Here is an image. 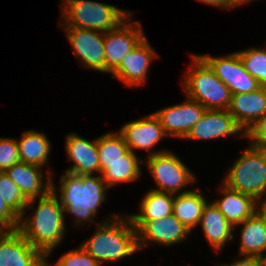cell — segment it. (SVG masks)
I'll use <instances>...</instances> for the list:
<instances>
[{
  "label": "cell",
  "mask_w": 266,
  "mask_h": 266,
  "mask_svg": "<svg viewBox=\"0 0 266 266\" xmlns=\"http://www.w3.org/2000/svg\"><path fill=\"white\" fill-rule=\"evenodd\" d=\"M33 215L19 217L17 231L46 257L63 240L66 230L64 210L61 207L56 186L52 180V190L39 197L38 206ZM25 218V219H24Z\"/></svg>",
  "instance_id": "obj_1"
},
{
  "label": "cell",
  "mask_w": 266,
  "mask_h": 266,
  "mask_svg": "<svg viewBox=\"0 0 266 266\" xmlns=\"http://www.w3.org/2000/svg\"><path fill=\"white\" fill-rule=\"evenodd\" d=\"M96 261L116 262L138 251L137 230L129 216L112 215L110 221L97 223L93 235L80 244Z\"/></svg>",
  "instance_id": "obj_2"
},
{
  "label": "cell",
  "mask_w": 266,
  "mask_h": 266,
  "mask_svg": "<svg viewBox=\"0 0 266 266\" xmlns=\"http://www.w3.org/2000/svg\"><path fill=\"white\" fill-rule=\"evenodd\" d=\"M60 178L59 199L64 212L74 215L77 226L84 225L86 221L94 223L92 217L96 216L98 207L105 201L108 189L102 176L65 172Z\"/></svg>",
  "instance_id": "obj_3"
},
{
  "label": "cell",
  "mask_w": 266,
  "mask_h": 266,
  "mask_svg": "<svg viewBox=\"0 0 266 266\" xmlns=\"http://www.w3.org/2000/svg\"><path fill=\"white\" fill-rule=\"evenodd\" d=\"M62 1L64 6L61 14L65 23L61 21L60 26L64 25V28L91 29L105 34L117 28L133 13L93 0Z\"/></svg>",
  "instance_id": "obj_4"
},
{
  "label": "cell",
  "mask_w": 266,
  "mask_h": 266,
  "mask_svg": "<svg viewBox=\"0 0 266 266\" xmlns=\"http://www.w3.org/2000/svg\"><path fill=\"white\" fill-rule=\"evenodd\" d=\"M191 56L193 66L182 83L187 97L198 101L208 110H228L231 103L229 88L199 55Z\"/></svg>",
  "instance_id": "obj_5"
},
{
  "label": "cell",
  "mask_w": 266,
  "mask_h": 266,
  "mask_svg": "<svg viewBox=\"0 0 266 266\" xmlns=\"http://www.w3.org/2000/svg\"><path fill=\"white\" fill-rule=\"evenodd\" d=\"M228 188L253 196L257 201L266 192V150L248 146L225 175Z\"/></svg>",
  "instance_id": "obj_6"
},
{
  "label": "cell",
  "mask_w": 266,
  "mask_h": 266,
  "mask_svg": "<svg viewBox=\"0 0 266 266\" xmlns=\"http://www.w3.org/2000/svg\"><path fill=\"white\" fill-rule=\"evenodd\" d=\"M145 162H147L148 171L160 188L152 190L171 194L185 193L190 190L182 189L196 180L182 160L168 150L148 157Z\"/></svg>",
  "instance_id": "obj_7"
},
{
  "label": "cell",
  "mask_w": 266,
  "mask_h": 266,
  "mask_svg": "<svg viewBox=\"0 0 266 266\" xmlns=\"http://www.w3.org/2000/svg\"><path fill=\"white\" fill-rule=\"evenodd\" d=\"M132 14L117 28L104 34L105 72L111 73L146 36Z\"/></svg>",
  "instance_id": "obj_8"
},
{
  "label": "cell",
  "mask_w": 266,
  "mask_h": 266,
  "mask_svg": "<svg viewBox=\"0 0 266 266\" xmlns=\"http://www.w3.org/2000/svg\"><path fill=\"white\" fill-rule=\"evenodd\" d=\"M199 56L229 88L231 95L246 94L260 88L257 79L246 71L237 52L229 53L223 57Z\"/></svg>",
  "instance_id": "obj_9"
},
{
  "label": "cell",
  "mask_w": 266,
  "mask_h": 266,
  "mask_svg": "<svg viewBox=\"0 0 266 266\" xmlns=\"http://www.w3.org/2000/svg\"><path fill=\"white\" fill-rule=\"evenodd\" d=\"M137 230L138 249L149 246V241L159 245H172L182 242L191 233L173 214L162 219L132 220Z\"/></svg>",
  "instance_id": "obj_10"
},
{
  "label": "cell",
  "mask_w": 266,
  "mask_h": 266,
  "mask_svg": "<svg viewBox=\"0 0 266 266\" xmlns=\"http://www.w3.org/2000/svg\"><path fill=\"white\" fill-rule=\"evenodd\" d=\"M205 111L202 104L187 97L183 103L163 108L154 115L159 119L167 136L184 139Z\"/></svg>",
  "instance_id": "obj_11"
},
{
  "label": "cell",
  "mask_w": 266,
  "mask_h": 266,
  "mask_svg": "<svg viewBox=\"0 0 266 266\" xmlns=\"http://www.w3.org/2000/svg\"><path fill=\"white\" fill-rule=\"evenodd\" d=\"M65 30L76 58L87 68L105 72L104 33L82 28Z\"/></svg>",
  "instance_id": "obj_12"
},
{
  "label": "cell",
  "mask_w": 266,
  "mask_h": 266,
  "mask_svg": "<svg viewBox=\"0 0 266 266\" xmlns=\"http://www.w3.org/2000/svg\"><path fill=\"white\" fill-rule=\"evenodd\" d=\"M46 259L17 230L0 231V266H41Z\"/></svg>",
  "instance_id": "obj_13"
},
{
  "label": "cell",
  "mask_w": 266,
  "mask_h": 266,
  "mask_svg": "<svg viewBox=\"0 0 266 266\" xmlns=\"http://www.w3.org/2000/svg\"><path fill=\"white\" fill-rule=\"evenodd\" d=\"M146 38L130 51L111 72L112 78L116 76L130 89L142 85L147 80L149 65H151L153 59L159 56Z\"/></svg>",
  "instance_id": "obj_14"
},
{
  "label": "cell",
  "mask_w": 266,
  "mask_h": 266,
  "mask_svg": "<svg viewBox=\"0 0 266 266\" xmlns=\"http://www.w3.org/2000/svg\"><path fill=\"white\" fill-rule=\"evenodd\" d=\"M124 138L129 150L135 153L134 149H144L149 157L164 151H150L164 136H167L159 119L153 114L145 116L133 122L126 123L118 131Z\"/></svg>",
  "instance_id": "obj_15"
},
{
  "label": "cell",
  "mask_w": 266,
  "mask_h": 266,
  "mask_svg": "<svg viewBox=\"0 0 266 266\" xmlns=\"http://www.w3.org/2000/svg\"><path fill=\"white\" fill-rule=\"evenodd\" d=\"M43 170L39 166L19 162L8 168L6 175L20 188L22 194L28 199L26 209H31L33 202L40 196H45L52 190V171H48V180H43ZM51 171V172H50ZM44 182V183H43Z\"/></svg>",
  "instance_id": "obj_16"
},
{
  "label": "cell",
  "mask_w": 266,
  "mask_h": 266,
  "mask_svg": "<svg viewBox=\"0 0 266 266\" xmlns=\"http://www.w3.org/2000/svg\"><path fill=\"white\" fill-rule=\"evenodd\" d=\"M238 133L241 134L240 137H245L244 130L228 110L206 109L201 119L191 128L184 139L212 140Z\"/></svg>",
  "instance_id": "obj_17"
},
{
  "label": "cell",
  "mask_w": 266,
  "mask_h": 266,
  "mask_svg": "<svg viewBox=\"0 0 266 266\" xmlns=\"http://www.w3.org/2000/svg\"><path fill=\"white\" fill-rule=\"evenodd\" d=\"M65 145L68 160L75 163L65 172L79 175H93L94 172H100L97 139L90 142L76 133H70L66 136Z\"/></svg>",
  "instance_id": "obj_18"
},
{
  "label": "cell",
  "mask_w": 266,
  "mask_h": 266,
  "mask_svg": "<svg viewBox=\"0 0 266 266\" xmlns=\"http://www.w3.org/2000/svg\"><path fill=\"white\" fill-rule=\"evenodd\" d=\"M228 111L246 133L266 114V87L246 94L231 95Z\"/></svg>",
  "instance_id": "obj_19"
},
{
  "label": "cell",
  "mask_w": 266,
  "mask_h": 266,
  "mask_svg": "<svg viewBox=\"0 0 266 266\" xmlns=\"http://www.w3.org/2000/svg\"><path fill=\"white\" fill-rule=\"evenodd\" d=\"M220 191L224 194L223 198L213 203L236 230L235 226L241 225L257 211L258 201L251 195L228 188L225 184Z\"/></svg>",
  "instance_id": "obj_20"
},
{
  "label": "cell",
  "mask_w": 266,
  "mask_h": 266,
  "mask_svg": "<svg viewBox=\"0 0 266 266\" xmlns=\"http://www.w3.org/2000/svg\"><path fill=\"white\" fill-rule=\"evenodd\" d=\"M199 224L207 241L216 252L234 238L232 232L234 227L213 202L205 205Z\"/></svg>",
  "instance_id": "obj_21"
},
{
  "label": "cell",
  "mask_w": 266,
  "mask_h": 266,
  "mask_svg": "<svg viewBox=\"0 0 266 266\" xmlns=\"http://www.w3.org/2000/svg\"><path fill=\"white\" fill-rule=\"evenodd\" d=\"M206 204L200 191L175 194L172 214L191 232L199 224Z\"/></svg>",
  "instance_id": "obj_22"
},
{
  "label": "cell",
  "mask_w": 266,
  "mask_h": 266,
  "mask_svg": "<svg viewBox=\"0 0 266 266\" xmlns=\"http://www.w3.org/2000/svg\"><path fill=\"white\" fill-rule=\"evenodd\" d=\"M242 224L240 254L247 256H261L266 251V224L256 211Z\"/></svg>",
  "instance_id": "obj_23"
},
{
  "label": "cell",
  "mask_w": 266,
  "mask_h": 266,
  "mask_svg": "<svg viewBox=\"0 0 266 266\" xmlns=\"http://www.w3.org/2000/svg\"><path fill=\"white\" fill-rule=\"evenodd\" d=\"M17 145L21 162L39 167L48 163L51 144L44 133L25 131Z\"/></svg>",
  "instance_id": "obj_24"
},
{
  "label": "cell",
  "mask_w": 266,
  "mask_h": 266,
  "mask_svg": "<svg viewBox=\"0 0 266 266\" xmlns=\"http://www.w3.org/2000/svg\"><path fill=\"white\" fill-rule=\"evenodd\" d=\"M175 194L150 190L140 202L141 214H130L131 220L162 219L172 214Z\"/></svg>",
  "instance_id": "obj_25"
},
{
  "label": "cell",
  "mask_w": 266,
  "mask_h": 266,
  "mask_svg": "<svg viewBox=\"0 0 266 266\" xmlns=\"http://www.w3.org/2000/svg\"><path fill=\"white\" fill-rule=\"evenodd\" d=\"M140 163L144 160L129 151L122 160L108 164V168L101 174L108 188L121 182H133L141 176Z\"/></svg>",
  "instance_id": "obj_26"
},
{
  "label": "cell",
  "mask_w": 266,
  "mask_h": 266,
  "mask_svg": "<svg viewBox=\"0 0 266 266\" xmlns=\"http://www.w3.org/2000/svg\"><path fill=\"white\" fill-rule=\"evenodd\" d=\"M97 150L99 154L100 174L107 168L108 164L122 160L130 150L123 136L117 133H105L97 138Z\"/></svg>",
  "instance_id": "obj_27"
},
{
  "label": "cell",
  "mask_w": 266,
  "mask_h": 266,
  "mask_svg": "<svg viewBox=\"0 0 266 266\" xmlns=\"http://www.w3.org/2000/svg\"><path fill=\"white\" fill-rule=\"evenodd\" d=\"M237 53L246 71L257 79L260 87H266V48H249Z\"/></svg>",
  "instance_id": "obj_28"
},
{
  "label": "cell",
  "mask_w": 266,
  "mask_h": 266,
  "mask_svg": "<svg viewBox=\"0 0 266 266\" xmlns=\"http://www.w3.org/2000/svg\"><path fill=\"white\" fill-rule=\"evenodd\" d=\"M0 194L2 200L20 217L25 210L28 199L5 172H0Z\"/></svg>",
  "instance_id": "obj_29"
},
{
  "label": "cell",
  "mask_w": 266,
  "mask_h": 266,
  "mask_svg": "<svg viewBox=\"0 0 266 266\" xmlns=\"http://www.w3.org/2000/svg\"><path fill=\"white\" fill-rule=\"evenodd\" d=\"M21 162L17 139L0 138V172H5L16 163Z\"/></svg>",
  "instance_id": "obj_30"
},
{
  "label": "cell",
  "mask_w": 266,
  "mask_h": 266,
  "mask_svg": "<svg viewBox=\"0 0 266 266\" xmlns=\"http://www.w3.org/2000/svg\"><path fill=\"white\" fill-rule=\"evenodd\" d=\"M53 266H101V264L79 246L63 254Z\"/></svg>",
  "instance_id": "obj_31"
},
{
  "label": "cell",
  "mask_w": 266,
  "mask_h": 266,
  "mask_svg": "<svg viewBox=\"0 0 266 266\" xmlns=\"http://www.w3.org/2000/svg\"><path fill=\"white\" fill-rule=\"evenodd\" d=\"M245 137L253 141L250 145L266 150V114L250 127Z\"/></svg>",
  "instance_id": "obj_32"
},
{
  "label": "cell",
  "mask_w": 266,
  "mask_h": 266,
  "mask_svg": "<svg viewBox=\"0 0 266 266\" xmlns=\"http://www.w3.org/2000/svg\"><path fill=\"white\" fill-rule=\"evenodd\" d=\"M19 216L2 200L0 194V229L17 230Z\"/></svg>",
  "instance_id": "obj_33"
},
{
  "label": "cell",
  "mask_w": 266,
  "mask_h": 266,
  "mask_svg": "<svg viewBox=\"0 0 266 266\" xmlns=\"http://www.w3.org/2000/svg\"><path fill=\"white\" fill-rule=\"evenodd\" d=\"M219 266V265H218ZM220 266H260V260L257 256L244 255L243 258L233 261L231 264H224Z\"/></svg>",
  "instance_id": "obj_34"
},
{
  "label": "cell",
  "mask_w": 266,
  "mask_h": 266,
  "mask_svg": "<svg viewBox=\"0 0 266 266\" xmlns=\"http://www.w3.org/2000/svg\"><path fill=\"white\" fill-rule=\"evenodd\" d=\"M200 2L206 3L208 5H213L216 7H220L223 9H230L233 8V6L229 3L228 0H198Z\"/></svg>",
  "instance_id": "obj_35"
},
{
  "label": "cell",
  "mask_w": 266,
  "mask_h": 266,
  "mask_svg": "<svg viewBox=\"0 0 266 266\" xmlns=\"http://www.w3.org/2000/svg\"><path fill=\"white\" fill-rule=\"evenodd\" d=\"M257 206V212L264 219V222L266 224V198L258 200Z\"/></svg>",
  "instance_id": "obj_36"
},
{
  "label": "cell",
  "mask_w": 266,
  "mask_h": 266,
  "mask_svg": "<svg viewBox=\"0 0 266 266\" xmlns=\"http://www.w3.org/2000/svg\"><path fill=\"white\" fill-rule=\"evenodd\" d=\"M228 1L233 7H236L238 5H241L242 3L244 4L253 0H228Z\"/></svg>",
  "instance_id": "obj_37"
},
{
  "label": "cell",
  "mask_w": 266,
  "mask_h": 266,
  "mask_svg": "<svg viewBox=\"0 0 266 266\" xmlns=\"http://www.w3.org/2000/svg\"><path fill=\"white\" fill-rule=\"evenodd\" d=\"M260 266H266V255L259 256Z\"/></svg>",
  "instance_id": "obj_38"
},
{
  "label": "cell",
  "mask_w": 266,
  "mask_h": 266,
  "mask_svg": "<svg viewBox=\"0 0 266 266\" xmlns=\"http://www.w3.org/2000/svg\"><path fill=\"white\" fill-rule=\"evenodd\" d=\"M41 266H49V263L46 260Z\"/></svg>",
  "instance_id": "obj_39"
}]
</instances>
